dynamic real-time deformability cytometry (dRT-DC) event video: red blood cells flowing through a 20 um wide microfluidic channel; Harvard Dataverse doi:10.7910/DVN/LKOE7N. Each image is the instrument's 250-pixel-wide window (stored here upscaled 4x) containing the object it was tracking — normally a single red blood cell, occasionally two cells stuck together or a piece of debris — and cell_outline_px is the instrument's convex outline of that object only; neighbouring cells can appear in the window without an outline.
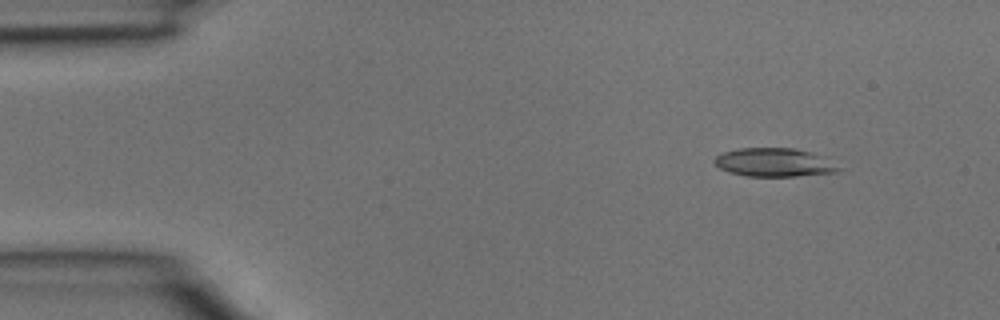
{"species": "common noctule bat (a hibernating species)", "species_latin": "Nyctalus noctula", "temperature_condition": "room temperature", "stored_images_in_passage": 3, "camera_frame_rate_fps": 3000, "um_per_image_px": 0.085, "animal": {"sex": "male", "body_mass_g": 15.6}, "frame": {"image": 1, "passage_image": 1, "time_ms": 0.0, "image_size_px": [1000, 320], "cell_outline_px": [[844, 168], [836, 172], [796, 176], [744, 176], [728, 172], [720, 168], [712, 160], [720, 152], [740, 148], [796, 148], [828, 156]], "centroid_in_image_um": [65.88, 13.79], "position_along_channel_um": 19.1, "area_um2": 21.21}}
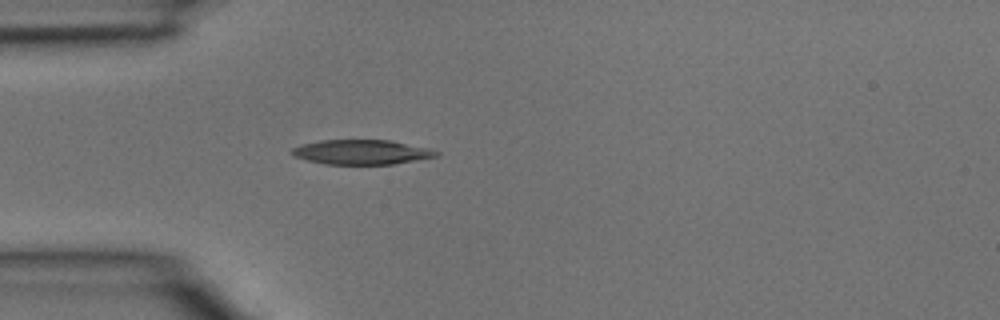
{"frame": {"image": 2, "passage_image": 3, "time_ms": 0.667, "image_size_px": [1000, 320], "cell_outline_px": [[440, 156], [392, 164], [324, 164], [308, 160], [296, 156], [292, 152], [292, 148], [300, 144], [320, 140], [392, 140], [428, 148], [440, 152]], "centroid_in_image_um": [30.77, 12.92], "position_along_channel_um": 54.2, "area_um2": 20.69}}